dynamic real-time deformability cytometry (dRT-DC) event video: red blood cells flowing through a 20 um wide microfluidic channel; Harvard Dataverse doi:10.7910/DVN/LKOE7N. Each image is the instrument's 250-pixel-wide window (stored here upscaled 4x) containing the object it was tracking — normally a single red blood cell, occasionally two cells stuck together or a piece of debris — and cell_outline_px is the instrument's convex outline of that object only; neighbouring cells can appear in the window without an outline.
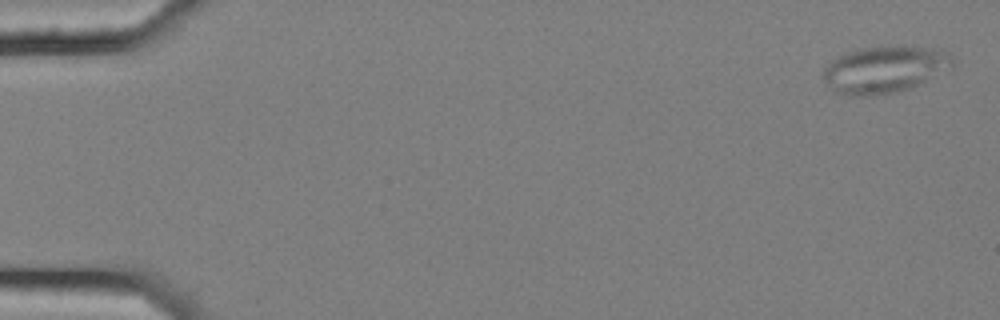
{"species": "common noctule bat (a hibernating species)", "species_latin": "Nyctalus noctula", "temperature_condition": "cold", "stored_images_in_passage": 2, "camera_frame_rate_fps": 3000, "um_per_image_px": 0.085, "animal": {"sex": "female", "body_mass_g": 25.1}, "frame": {"image": 1, "passage_image": 2, "time_ms": 0.333, "image_size_px": [1000, 320], "cell_outline_px": [[952, 68], [912, 88], [900, 92], [872, 96], [848, 96], [832, 92], [824, 80], [824, 68], [828, 60], [836, 56], [860, 48], [900, 44], [904, 44], [952, 52]], "centroid_in_image_um": [75.18, 5.9], "position_along_channel_um": 9.8, "area_um2": 36.41}}